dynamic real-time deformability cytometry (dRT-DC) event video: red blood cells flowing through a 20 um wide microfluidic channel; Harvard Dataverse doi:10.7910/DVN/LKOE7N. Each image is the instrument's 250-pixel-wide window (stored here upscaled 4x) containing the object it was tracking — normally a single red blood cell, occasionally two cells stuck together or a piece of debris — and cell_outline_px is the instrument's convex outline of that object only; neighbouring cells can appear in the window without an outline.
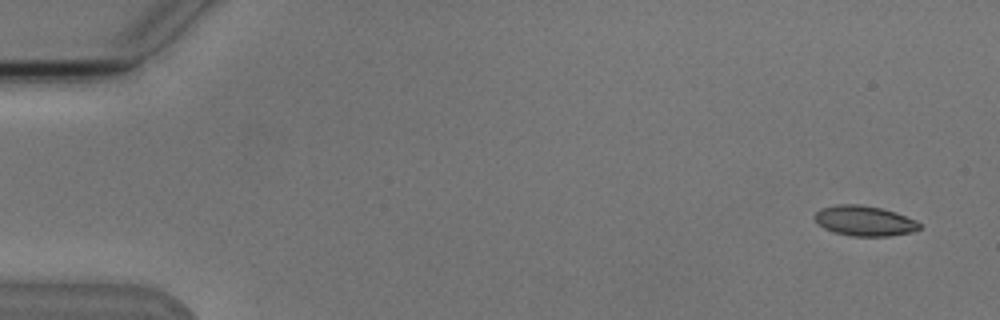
{"species": "Egyptian fruit bat (a non-hibernating species)", "species_latin": "Rousettus aegyptiacus", "temperature_condition": "cold", "stored_images_in_passage": 6, "camera_frame_rate_fps": 3000, "um_per_image_px": 0.085, "animal": {"sex": "male"}, "frame": {"image": 1, "passage_image": 1, "time_ms": 0.0, "image_size_px": [1000, 320], "cell_outline_px": [[920, 228], [912, 232], [888, 236], [852, 236], [836, 232], [824, 228], [816, 220], [816, 212], [820, 208], [836, 204], [860, 204], [880, 208], [896, 212], [916, 220], [920, 224]], "centroid_in_image_um": [73.5, 18.76], "position_along_channel_um": 11.5, "area_um2": 18.26}}